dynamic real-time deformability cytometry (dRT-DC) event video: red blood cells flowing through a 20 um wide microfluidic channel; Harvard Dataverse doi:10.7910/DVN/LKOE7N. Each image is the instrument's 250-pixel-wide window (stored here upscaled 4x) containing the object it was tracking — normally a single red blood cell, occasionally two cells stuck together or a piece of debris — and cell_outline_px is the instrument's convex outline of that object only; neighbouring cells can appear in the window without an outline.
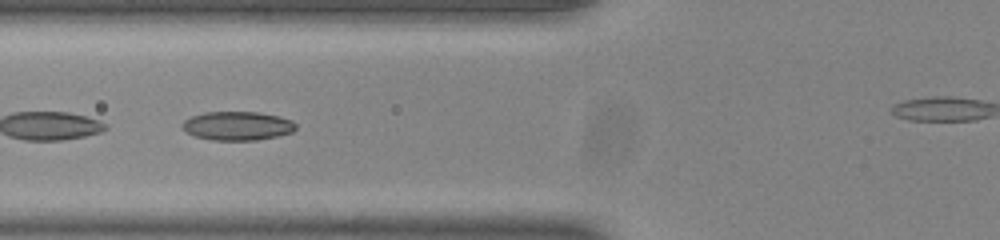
{"species": "common noctule bat (a hibernating species)", "species_latin": "Nyctalus noctula", "temperature_condition": "room temperature", "stored_images_in_passage": 49, "camera_frame_rate_fps": 3000, "um_per_image_px": 0.085, "animal": {"sex": "male", "body_mass_g": 20.0, "forearm_length_mm": 53.3}, "frame": {"image": 1, "passage_image": 22, "time_ms": 7.0, "image_size_px": [1000, 240], "cell_outline_px": [[296, 128], [292, 132], [276, 136], [256, 140], [212, 140], [196, 136], [188, 132], [180, 124], [184, 120], [192, 116], [204, 112], [260, 112], [280, 116], [292, 120], [296, 124]], "centroid_in_image_um": [20.2, 10.69], "position_along_channel_um": 105.6, "area_um2": 19.02}}
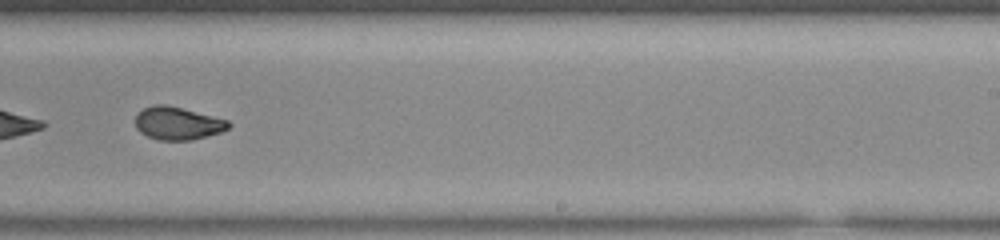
{"frame": {"image": 2, "passage_image": 35, "time_ms": 11.333, "image_size_px": [1000, 240], "cell_outline_px": [[232, 124], [228, 128], [220, 132], [192, 140], [160, 140], [148, 136], [140, 132], [136, 128], [136, 112], [144, 108], [156, 104], [168, 104], [228, 120]], "centroid_in_image_um": [15.09, 10.47], "position_along_channel_um": 273.9, "area_um2": 17.86}}